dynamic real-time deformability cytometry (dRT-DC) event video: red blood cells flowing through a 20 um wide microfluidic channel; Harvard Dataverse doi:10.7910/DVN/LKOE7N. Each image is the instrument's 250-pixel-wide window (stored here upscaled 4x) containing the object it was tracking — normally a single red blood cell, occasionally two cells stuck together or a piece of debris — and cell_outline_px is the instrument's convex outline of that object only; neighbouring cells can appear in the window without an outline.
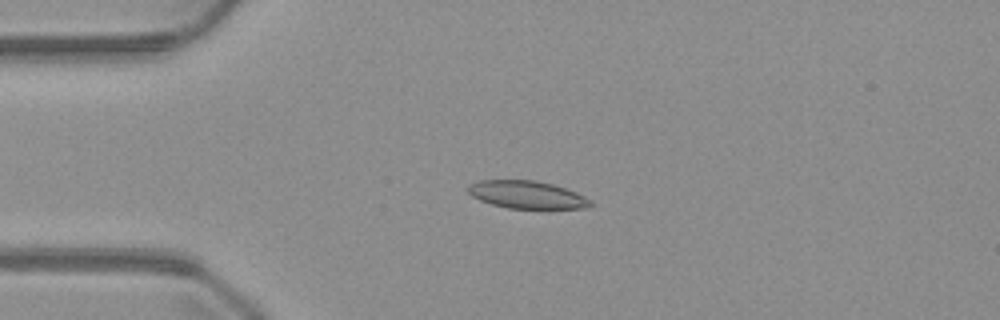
{"species": "common noctule bat (a hibernating species)", "species_latin": "Nyctalus noctula", "temperature_condition": "warm", "stored_images_in_passage": 49, "camera_frame_rate_fps": 3000, "um_per_image_px": 0.085, "animal": {"sex": "male", "body_mass_g": 23.1, "forearm_length_mm": 52.7}, "frame": {"image": 1, "passage_image": 11, "time_ms": 3.333, "image_size_px": [1000, 320], "cell_outline_px": [[592, 204], [584, 208], [508, 208], [492, 204], [480, 200], [472, 196], [468, 192], [468, 184], [480, 180], [536, 180], [552, 184], [576, 192], [592, 200]], "centroid_in_image_um": [44.77, 16.54], "position_along_channel_um": 40.2, "area_um2": 19.59}}
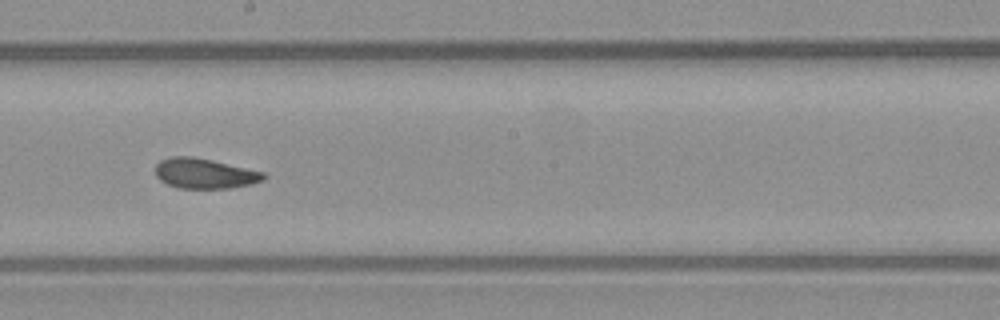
{"frame": {"image": 2, "passage_image": 27, "time_ms": 8.667, "image_size_px": [1000, 320], "cell_outline_px": [[268, 176], [264, 180], [252, 184], [228, 188], [180, 188], [168, 184], [160, 180], [156, 176], [156, 164], [160, 160], [172, 156], [192, 156], [212, 160], [264, 172]], "centroid_in_image_um": [17.41, 14.74], "position_along_channel_um": 230.8, "area_um2": 19.02}}
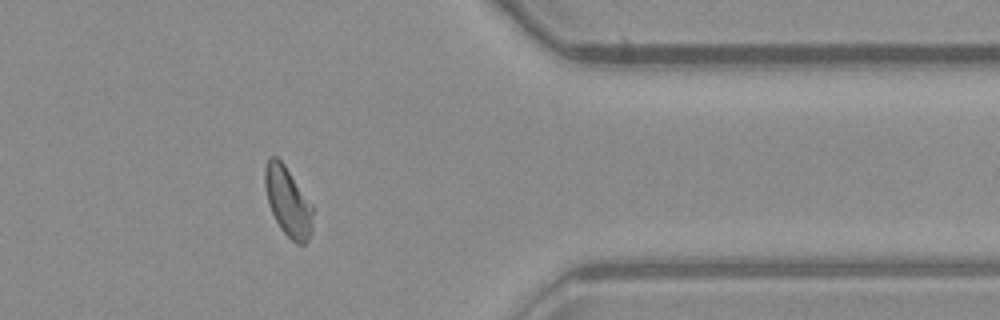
{"frame": {"image": 3, "passage_image": 40, "time_ms": 13.0, "image_size_px": [1000, 320], "cell_outline_px": [[312, 232], [308, 240], [304, 244], [296, 244], [280, 228], [268, 204], [264, 184], [264, 168], [268, 156], [276, 156], [284, 164], [312, 204]], "centroid_in_image_um": [24.45, 17.12], "position_along_channel_um": 386.9, "area_um2": 19.36}}